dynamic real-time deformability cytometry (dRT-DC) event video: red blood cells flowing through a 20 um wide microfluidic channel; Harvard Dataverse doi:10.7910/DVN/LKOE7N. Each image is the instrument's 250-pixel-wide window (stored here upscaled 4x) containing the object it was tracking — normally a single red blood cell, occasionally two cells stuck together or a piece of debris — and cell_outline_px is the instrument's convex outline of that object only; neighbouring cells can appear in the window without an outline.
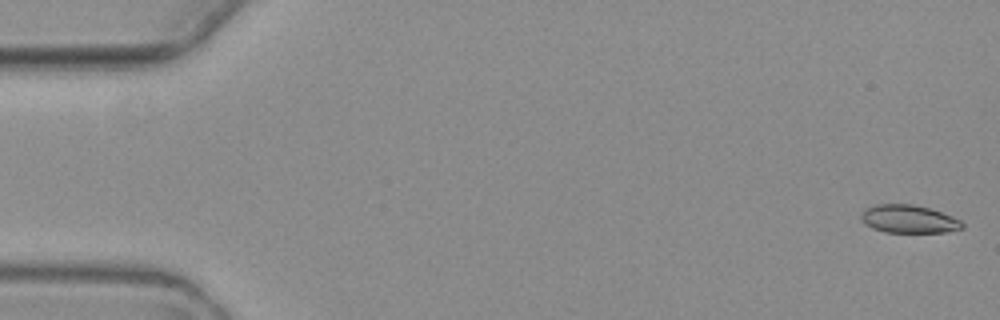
{"species": "common noctule bat (a hibernating species)", "species_latin": "Nyctalus noctula", "temperature_condition": "warm", "stored_images_in_passage": 6, "camera_frame_rate_fps": 3000, "um_per_image_px": 0.085, "animal": {"sex": "female", "body_mass_g": 19.3, "forearm_length_mm": 54.1}, "frame": {"image": 1, "passage_image": 1, "time_ms": 0.0, "image_size_px": [1000, 320], "cell_outline_px": [[964, 228], [944, 232], [884, 232], [872, 228], [864, 224], [860, 220], [860, 212], [864, 208], [872, 204], [912, 204], [928, 208], [952, 216], [960, 220], [964, 224]], "centroid_in_image_um": [77.17, 18.61], "position_along_channel_um": 7.8, "area_um2": 16.7}}